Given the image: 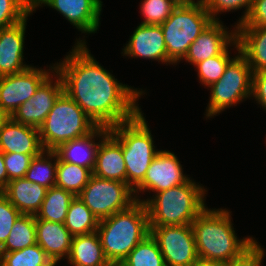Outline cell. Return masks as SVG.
Masks as SVG:
<instances>
[{"label": "cell", "mask_w": 266, "mask_h": 266, "mask_svg": "<svg viewBox=\"0 0 266 266\" xmlns=\"http://www.w3.org/2000/svg\"><path fill=\"white\" fill-rule=\"evenodd\" d=\"M55 71L62 78L64 92L97 126L109 129L134 118L142 110L139 99L148 93L115 78L87 44L74 43L63 59L55 62Z\"/></svg>", "instance_id": "cell-1"}, {"label": "cell", "mask_w": 266, "mask_h": 266, "mask_svg": "<svg viewBox=\"0 0 266 266\" xmlns=\"http://www.w3.org/2000/svg\"><path fill=\"white\" fill-rule=\"evenodd\" d=\"M199 260L228 263L239 257L255 237L239 238L234 228L232 211L206 207L192 222Z\"/></svg>", "instance_id": "cell-2"}, {"label": "cell", "mask_w": 266, "mask_h": 266, "mask_svg": "<svg viewBox=\"0 0 266 266\" xmlns=\"http://www.w3.org/2000/svg\"><path fill=\"white\" fill-rule=\"evenodd\" d=\"M199 183L191 177L184 184L141 198L147 208L149 227L191 225L207 207L208 188Z\"/></svg>", "instance_id": "cell-3"}, {"label": "cell", "mask_w": 266, "mask_h": 266, "mask_svg": "<svg viewBox=\"0 0 266 266\" xmlns=\"http://www.w3.org/2000/svg\"><path fill=\"white\" fill-rule=\"evenodd\" d=\"M109 262H123L150 235L145 203L136 201L128 209L99 220L96 230Z\"/></svg>", "instance_id": "cell-4"}, {"label": "cell", "mask_w": 266, "mask_h": 266, "mask_svg": "<svg viewBox=\"0 0 266 266\" xmlns=\"http://www.w3.org/2000/svg\"><path fill=\"white\" fill-rule=\"evenodd\" d=\"M141 110L134 118L109 130L120 140L126 166V183L134 190L144 179L156 154L154 135Z\"/></svg>", "instance_id": "cell-5"}, {"label": "cell", "mask_w": 266, "mask_h": 266, "mask_svg": "<svg viewBox=\"0 0 266 266\" xmlns=\"http://www.w3.org/2000/svg\"><path fill=\"white\" fill-rule=\"evenodd\" d=\"M98 126L82 108L63 92L38 128L44 150H54L70 140L92 133Z\"/></svg>", "instance_id": "cell-6"}, {"label": "cell", "mask_w": 266, "mask_h": 266, "mask_svg": "<svg viewBox=\"0 0 266 266\" xmlns=\"http://www.w3.org/2000/svg\"><path fill=\"white\" fill-rule=\"evenodd\" d=\"M213 22L203 2L180 3L160 25L167 58L175 65L186 56L190 45ZM179 63V64H178Z\"/></svg>", "instance_id": "cell-7"}, {"label": "cell", "mask_w": 266, "mask_h": 266, "mask_svg": "<svg viewBox=\"0 0 266 266\" xmlns=\"http://www.w3.org/2000/svg\"><path fill=\"white\" fill-rule=\"evenodd\" d=\"M253 71L247 59L239 53L226 67L221 78L212 83L204 112L206 120L215 118L226 109L251 99Z\"/></svg>", "instance_id": "cell-8"}, {"label": "cell", "mask_w": 266, "mask_h": 266, "mask_svg": "<svg viewBox=\"0 0 266 266\" xmlns=\"http://www.w3.org/2000/svg\"><path fill=\"white\" fill-rule=\"evenodd\" d=\"M98 220L128 209L136 202L133 189L124 182L92 175L77 196Z\"/></svg>", "instance_id": "cell-9"}, {"label": "cell", "mask_w": 266, "mask_h": 266, "mask_svg": "<svg viewBox=\"0 0 266 266\" xmlns=\"http://www.w3.org/2000/svg\"><path fill=\"white\" fill-rule=\"evenodd\" d=\"M52 8L73 25L81 37L75 40V44H88L86 38L97 33L101 26L102 0H32V12L43 7ZM88 35V36H85ZM86 37V38H85Z\"/></svg>", "instance_id": "cell-10"}, {"label": "cell", "mask_w": 266, "mask_h": 266, "mask_svg": "<svg viewBox=\"0 0 266 266\" xmlns=\"http://www.w3.org/2000/svg\"><path fill=\"white\" fill-rule=\"evenodd\" d=\"M166 266H192L199 258L192 225L150 227Z\"/></svg>", "instance_id": "cell-11"}, {"label": "cell", "mask_w": 266, "mask_h": 266, "mask_svg": "<svg viewBox=\"0 0 266 266\" xmlns=\"http://www.w3.org/2000/svg\"><path fill=\"white\" fill-rule=\"evenodd\" d=\"M44 67L32 65L20 73L0 77V108L10 117L55 71V63Z\"/></svg>", "instance_id": "cell-12"}, {"label": "cell", "mask_w": 266, "mask_h": 266, "mask_svg": "<svg viewBox=\"0 0 266 266\" xmlns=\"http://www.w3.org/2000/svg\"><path fill=\"white\" fill-rule=\"evenodd\" d=\"M183 169V165L174 152L161 149L149 165L143 181L133 190L136 201L141 202V197H144L142 195L146 197V194L150 195L151 191L153 195L186 183L191 176L184 173Z\"/></svg>", "instance_id": "cell-13"}, {"label": "cell", "mask_w": 266, "mask_h": 266, "mask_svg": "<svg viewBox=\"0 0 266 266\" xmlns=\"http://www.w3.org/2000/svg\"><path fill=\"white\" fill-rule=\"evenodd\" d=\"M63 92L62 78L54 71L35 94L17 108L11 118L18 123L39 128Z\"/></svg>", "instance_id": "cell-14"}, {"label": "cell", "mask_w": 266, "mask_h": 266, "mask_svg": "<svg viewBox=\"0 0 266 266\" xmlns=\"http://www.w3.org/2000/svg\"><path fill=\"white\" fill-rule=\"evenodd\" d=\"M125 58H140L173 65L167 58L166 45L160 25L138 24L121 51Z\"/></svg>", "instance_id": "cell-15"}, {"label": "cell", "mask_w": 266, "mask_h": 266, "mask_svg": "<svg viewBox=\"0 0 266 266\" xmlns=\"http://www.w3.org/2000/svg\"><path fill=\"white\" fill-rule=\"evenodd\" d=\"M223 22L213 21L190 45L182 63L185 61L194 67L201 61L220 55L237 38L236 27L231 25L229 29Z\"/></svg>", "instance_id": "cell-16"}, {"label": "cell", "mask_w": 266, "mask_h": 266, "mask_svg": "<svg viewBox=\"0 0 266 266\" xmlns=\"http://www.w3.org/2000/svg\"><path fill=\"white\" fill-rule=\"evenodd\" d=\"M31 12L21 22L0 29V77L25 71L32 64L24 61L25 33Z\"/></svg>", "instance_id": "cell-17"}, {"label": "cell", "mask_w": 266, "mask_h": 266, "mask_svg": "<svg viewBox=\"0 0 266 266\" xmlns=\"http://www.w3.org/2000/svg\"><path fill=\"white\" fill-rule=\"evenodd\" d=\"M0 150L38 156L44 149L40 142L38 128L14 121L11 117L0 131Z\"/></svg>", "instance_id": "cell-18"}, {"label": "cell", "mask_w": 266, "mask_h": 266, "mask_svg": "<svg viewBox=\"0 0 266 266\" xmlns=\"http://www.w3.org/2000/svg\"><path fill=\"white\" fill-rule=\"evenodd\" d=\"M108 132L109 128L98 126L87 136L63 143L53 151L60 161L83 166L93 172L100 141Z\"/></svg>", "instance_id": "cell-19"}, {"label": "cell", "mask_w": 266, "mask_h": 266, "mask_svg": "<svg viewBox=\"0 0 266 266\" xmlns=\"http://www.w3.org/2000/svg\"><path fill=\"white\" fill-rule=\"evenodd\" d=\"M93 175L126 183V166L120 140L109 130L101 139Z\"/></svg>", "instance_id": "cell-20"}, {"label": "cell", "mask_w": 266, "mask_h": 266, "mask_svg": "<svg viewBox=\"0 0 266 266\" xmlns=\"http://www.w3.org/2000/svg\"><path fill=\"white\" fill-rule=\"evenodd\" d=\"M37 244L56 266L69 256L73 235L62 223L36 220ZM62 260V261H61Z\"/></svg>", "instance_id": "cell-21"}, {"label": "cell", "mask_w": 266, "mask_h": 266, "mask_svg": "<svg viewBox=\"0 0 266 266\" xmlns=\"http://www.w3.org/2000/svg\"><path fill=\"white\" fill-rule=\"evenodd\" d=\"M47 188L25 178L8 182L1 191L21 214L36 215L45 199Z\"/></svg>", "instance_id": "cell-22"}, {"label": "cell", "mask_w": 266, "mask_h": 266, "mask_svg": "<svg viewBox=\"0 0 266 266\" xmlns=\"http://www.w3.org/2000/svg\"><path fill=\"white\" fill-rule=\"evenodd\" d=\"M240 53L254 72H266V27H236Z\"/></svg>", "instance_id": "cell-23"}, {"label": "cell", "mask_w": 266, "mask_h": 266, "mask_svg": "<svg viewBox=\"0 0 266 266\" xmlns=\"http://www.w3.org/2000/svg\"><path fill=\"white\" fill-rule=\"evenodd\" d=\"M69 266H106V258L97 232L74 236L66 261Z\"/></svg>", "instance_id": "cell-24"}, {"label": "cell", "mask_w": 266, "mask_h": 266, "mask_svg": "<svg viewBox=\"0 0 266 266\" xmlns=\"http://www.w3.org/2000/svg\"><path fill=\"white\" fill-rule=\"evenodd\" d=\"M231 50H235L233 51L235 53H233V56L231 55ZM239 53L240 47L236 38L220 55L210 57L196 64L194 71L197 73L199 84H202L204 88H208L212 83L218 81L225 72L228 64Z\"/></svg>", "instance_id": "cell-25"}, {"label": "cell", "mask_w": 266, "mask_h": 266, "mask_svg": "<svg viewBox=\"0 0 266 266\" xmlns=\"http://www.w3.org/2000/svg\"><path fill=\"white\" fill-rule=\"evenodd\" d=\"M75 196L62 188L53 186L46 191L35 220H46L64 224L69 205Z\"/></svg>", "instance_id": "cell-26"}, {"label": "cell", "mask_w": 266, "mask_h": 266, "mask_svg": "<svg viewBox=\"0 0 266 266\" xmlns=\"http://www.w3.org/2000/svg\"><path fill=\"white\" fill-rule=\"evenodd\" d=\"M36 243L37 235L35 216L21 214L15 220L7 240L0 247V253L22 250Z\"/></svg>", "instance_id": "cell-27"}, {"label": "cell", "mask_w": 266, "mask_h": 266, "mask_svg": "<svg viewBox=\"0 0 266 266\" xmlns=\"http://www.w3.org/2000/svg\"><path fill=\"white\" fill-rule=\"evenodd\" d=\"M58 157L52 150H43L34 157L24 178L49 189L56 184Z\"/></svg>", "instance_id": "cell-28"}, {"label": "cell", "mask_w": 266, "mask_h": 266, "mask_svg": "<svg viewBox=\"0 0 266 266\" xmlns=\"http://www.w3.org/2000/svg\"><path fill=\"white\" fill-rule=\"evenodd\" d=\"M99 220L88 209V207L77 197L71 201L64 226L73 235H85L95 232Z\"/></svg>", "instance_id": "cell-29"}, {"label": "cell", "mask_w": 266, "mask_h": 266, "mask_svg": "<svg viewBox=\"0 0 266 266\" xmlns=\"http://www.w3.org/2000/svg\"><path fill=\"white\" fill-rule=\"evenodd\" d=\"M92 175L93 172L88 168L58 159L55 186L78 196Z\"/></svg>", "instance_id": "cell-30"}, {"label": "cell", "mask_w": 266, "mask_h": 266, "mask_svg": "<svg viewBox=\"0 0 266 266\" xmlns=\"http://www.w3.org/2000/svg\"><path fill=\"white\" fill-rule=\"evenodd\" d=\"M0 266H56L36 243L22 250L0 253Z\"/></svg>", "instance_id": "cell-31"}, {"label": "cell", "mask_w": 266, "mask_h": 266, "mask_svg": "<svg viewBox=\"0 0 266 266\" xmlns=\"http://www.w3.org/2000/svg\"><path fill=\"white\" fill-rule=\"evenodd\" d=\"M126 266H166L157 241L148 235L123 260Z\"/></svg>", "instance_id": "cell-32"}, {"label": "cell", "mask_w": 266, "mask_h": 266, "mask_svg": "<svg viewBox=\"0 0 266 266\" xmlns=\"http://www.w3.org/2000/svg\"><path fill=\"white\" fill-rule=\"evenodd\" d=\"M143 21L140 24L161 25L180 4L178 0H141Z\"/></svg>", "instance_id": "cell-33"}, {"label": "cell", "mask_w": 266, "mask_h": 266, "mask_svg": "<svg viewBox=\"0 0 266 266\" xmlns=\"http://www.w3.org/2000/svg\"><path fill=\"white\" fill-rule=\"evenodd\" d=\"M254 0H204L203 3L213 21H221L220 15L226 12H236L242 9L239 20L234 23L235 27L243 24L246 20Z\"/></svg>", "instance_id": "cell-34"}, {"label": "cell", "mask_w": 266, "mask_h": 266, "mask_svg": "<svg viewBox=\"0 0 266 266\" xmlns=\"http://www.w3.org/2000/svg\"><path fill=\"white\" fill-rule=\"evenodd\" d=\"M32 12V0H0V29L15 25Z\"/></svg>", "instance_id": "cell-35"}, {"label": "cell", "mask_w": 266, "mask_h": 266, "mask_svg": "<svg viewBox=\"0 0 266 266\" xmlns=\"http://www.w3.org/2000/svg\"><path fill=\"white\" fill-rule=\"evenodd\" d=\"M20 215V211L17 210L0 191V247L7 240L15 220Z\"/></svg>", "instance_id": "cell-36"}, {"label": "cell", "mask_w": 266, "mask_h": 266, "mask_svg": "<svg viewBox=\"0 0 266 266\" xmlns=\"http://www.w3.org/2000/svg\"><path fill=\"white\" fill-rule=\"evenodd\" d=\"M33 158L34 157L32 155L27 154H4V164L7 170L8 182L19 178H24Z\"/></svg>", "instance_id": "cell-37"}, {"label": "cell", "mask_w": 266, "mask_h": 266, "mask_svg": "<svg viewBox=\"0 0 266 266\" xmlns=\"http://www.w3.org/2000/svg\"><path fill=\"white\" fill-rule=\"evenodd\" d=\"M257 239L239 257L226 263V266H263L266 250Z\"/></svg>", "instance_id": "cell-38"}, {"label": "cell", "mask_w": 266, "mask_h": 266, "mask_svg": "<svg viewBox=\"0 0 266 266\" xmlns=\"http://www.w3.org/2000/svg\"><path fill=\"white\" fill-rule=\"evenodd\" d=\"M238 27H266V0H254L246 20Z\"/></svg>", "instance_id": "cell-39"}, {"label": "cell", "mask_w": 266, "mask_h": 266, "mask_svg": "<svg viewBox=\"0 0 266 266\" xmlns=\"http://www.w3.org/2000/svg\"><path fill=\"white\" fill-rule=\"evenodd\" d=\"M251 99L266 112V72L253 73Z\"/></svg>", "instance_id": "cell-40"}, {"label": "cell", "mask_w": 266, "mask_h": 266, "mask_svg": "<svg viewBox=\"0 0 266 266\" xmlns=\"http://www.w3.org/2000/svg\"><path fill=\"white\" fill-rule=\"evenodd\" d=\"M8 184L7 170L4 164V153L0 150V191Z\"/></svg>", "instance_id": "cell-41"}, {"label": "cell", "mask_w": 266, "mask_h": 266, "mask_svg": "<svg viewBox=\"0 0 266 266\" xmlns=\"http://www.w3.org/2000/svg\"><path fill=\"white\" fill-rule=\"evenodd\" d=\"M192 266H226V263H220V262H207L198 260L195 264Z\"/></svg>", "instance_id": "cell-42"}, {"label": "cell", "mask_w": 266, "mask_h": 266, "mask_svg": "<svg viewBox=\"0 0 266 266\" xmlns=\"http://www.w3.org/2000/svg\"><path fill=\"white\" fill-rule=\"evenodd\" d=\"M10 119V116L0 108V131L4 124Z\"/></svg>", "instance_id": "cell-43"}, {"label": "cell", "mask_w": 266, "mask_h": 266, "mask_svg": "<svg viewBox=\"0 0 266 266\" xmlns=\"http://www.w3.org/2000/svg\"><path fill=\"white\" fill-rule=\"evenodd\" d=\"M180 3H195V2H203L204 0H178Z\"/></svg>", "instance_id": "cell-44"}, {"label": "cell", "mask_w": 266, "mask_h": 266, "mask_svg": "<svg viewBox=\"0 0 266 266\" xmlns=\"http://www.w3.org/2000/svg\"><path fill=\"white\" fill-rule=\"evenodd\" d=\"M106 266H126L123 262H110Z\"/></svg>", "instance_id": "cell-45"}]
</instances>
